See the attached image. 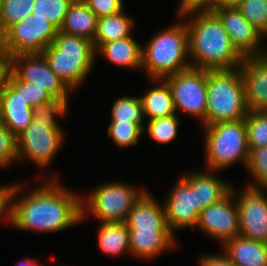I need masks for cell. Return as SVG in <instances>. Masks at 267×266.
I'll use <instances>...</instances> for the list:
<instances>
[{
  "label": "cell",
  "mask_w": 267,
  "mask_h": 266,
  "mask_svg": "<svg viewBox=\"0 0 267 266\" xmlns=\"http://www.w3.org/2000/svg\"><path fill=\"white\" fill-rule=\"evenodd\" d=\"M247 170L253 176L255 184H246L250 188L267 189V146L249 150Z\"/></svg>",
  "instance_id": "836d02e7"
},
{
  "label": "cell",
  "mask_w": 267,
  "mask_h": 266,
  "mask_svg": "<svg viewBox=\"0 0 267 266\" xmlns=\"http://www.w3.org/2000/svg\"><path fill=\"white\" fill-rule=\"evenodd\" d=\"M17 160L16 137L0 122V168Z\"/></svg>",
  "instance_id": "8d00e7d4"
},
{
  "label": "cell",
  "mask_w": 267,
  "mask_h": 266,
  "mask_svg": "<svg viewBox=\"0 0 267 266\" xmlns=\"http://www.w3.org/2000/svg\"><path fill=\"white\" fill-rule=\"evenodd\" d=\"M10 59V70L21 80L36 83L57 100L68 104V93L72 90L50 68L42 53L18 54Z\"/></svg>",
  "instance_id": "8fae6325"
},
{
  "label": "cell",
  "mask_w": 267,
  "mask_h": 266,
  "mask_svg": "<svg viewBox=\"0 0 267 266\" xmlns=\"http://www.w3.org/2000/svg\"><path fill=\"white\" fill-rule=\"evenodd\" d=\"M68 104L61 100H49L44 103L37 104L32 108L33 119L47 122L50 127H61L56 117L66 114ZM60 125V126H59Z\"/></svg>",
  "instance_id": "d590c367"
},
{
  "label": "cell",
  "mask_w": 267,
  "mask_h": 266,
  "mask_svg": "<svg viewBox=\"0 0 267 266\" xmlns=\"http://www.w3.org/2000/svg\"><path fill=\"white\" fill-rule=\"evenodd\" d=\"M240 1L241 0H222V4H225V5H236Z\"/></svg>",
  "instance_id": "ee69618b"
},
{
  "label": "cell",
  "mask_w": 267,
  "mask_h": 266,
  "mask_svg": "<svg viewBox=\"0 0 267 266\" xmlns=\"http://www.w3.org/2000/svg\"><path fill=\"white\" fill-rule=\"evenodd\" d=\"M264 190L267 192V189L246 186L235 200L239 212V235L267 244V195Z\"/></svg>",
  "instance_id": "9a60e30c"
},
{
  "label": "cell",
  "mask_w": 267,
  "mask_h": 266,
  "mask_svg": "<svg viewBox=\"0 0 267 266\" xmlns=\"http://www.w3.org/2000/svg\"><path fill=\"white\" fill-rule=\"evenodd\" d=\"M146 191L121 182L98 185L81 202L82 220L89 212L101 222H125L134 204Z\"/></svg>",
  "instance_id": "52a82bcc"
},
{
  "label": "cell",
  "mask_w": 267,
  "mask_h": 266,
  "mask_svg": "<svg viewBox=\"0 0 267 266\" xmlns=\"http://www.w3.org/2000/svg\"><path fill=\"white\" fill-rule=\"evenodd\" d=\"M220 4L222 0H180L177 12L182 16L196 11H213Z\"/></svg>",
  "instance_id": "f35d334b"
},
{
  "label": "cell",
  "mask_w": 267,
  "mask_h": 266,
  "mask_svg": "<svg viewBox=\"0 0 267 266\" xmlns=\"http://www.w3.org/2000/svg\"><path fill=\"white\" fill-rule=\"evenodd\" d=\"M35 0H2L0 11V36L13 24L31 14Z\"/></svg>",
  "instance_id": "f1b7e54d"
},
{
  "label": "cell",
  "mask_w": 267,
  "mask_h": 266,
  "mask_svg": "<svg viewBox=\"0 0 267 266\" xmlns=\"http://www.w3.org/2000/svg\"><path fill=\"white\" fill-rule=\"evenodd\" d=\"M224 255L236 266H267V244L238 235L223 244Z\"/></svg>",
  "instance_id": "ffe728a7"
},
{
  "label": "cell",
  "mask_w": 267,
  "mask_h": 266,
  "mask_svg": "<svg viewBox=\"0 0 267 266\" xmlns=\"http://www.w3.org/2000/svg\"><path fill=\"white\" fill-rule=\"evenodd\" d=\"M236 190L231 191L219 202L211 204L199 215L196 227L224 244L239 235V212L236 204Z\"/></svg>",
  "instance_id": "5bb4252c"
},
{
  "label": "cell",
  "mask_w": 267,
  "mask_h": 266,
  "mask_svg": "<svg viewBox=\"0 0 267 266\" xmlns=\"http://www.w3.org/2000/svg\"><path fill=\"white\" fill-rule=\"evenodd\" d=\"M130 253L140 259H151L176 246L171 230H129Z\"/></svg>",
  "instance_id": "d6986e66"
},
{
  "label": "cell",
  "mask_w": 267,
  "mask_h": 266,
  "mask_svg": "<svg viewBox=\"0 0 267 266\" xmlns=\"http://www.w3.org/2000/svg\"><path fill=\"white\" fill-rule=\"evenodd\" d=\"M62 127H50L47 122L33 119L16 137L18 160L30 159L38 167H48L64 142Z\"/></svg>",
  "instance_id": "30bf717a"
},
{
  "label": "cell",
  "mask_w": 267,
  "mask_h": 266,
  "mask_svg": "<svg viewBox=\"0 0 267 266\" xmlns=\"http://www.w3.org/2000/svg\"><path fill=\"white\" fill-rule=\"evenodd\" d=\"M6 83L16 92L31 108L37 104L54 99L48 91L36 86V83L21 81L11 70L8 73Z\"/></svg>",
  "instance_id": "f546056e"
},
{
  "label": "cell",
  "mask_w": 267,
  "mask_h": 266,
  "mask_svg": "<svg viewBox=\"0 0 267 266\" xmlns=\"http://www.w3.org/2000/svg\"><path fill=\"white\" fill-rule=\"evenodd\" d=\"M163 204L167 225L173 233L183 227L197 226L200 214L195 199V171L179 178Z\"/></svg>",
  "instance_id": "7c38bea8"
},
{
  "label": "cell",
  "mask_w": 267,
  "mask_h": 266,
  "mask_svg": "<svg viewBox=\"0 0 267 266\" xmlns=\"http://www.w3.org/2000/svg\"><path fill=\"white\" fill-rule=\"evenodd\" d=\"M236 7L257 30L267 35V0H241Z\"/></svg>",
  "instance_id": "e575fe53"
},
{
  "label": "cell",
  "mask_w": 267,
  "mask_h": 266,
  "mask_svg": "<svg viewBox=\"0 0 267 266\" xmlns=\"http://www.w3.org/2000/svg\"><path fill=\"white\" fill-rule=\"evenodd\" d=\"M200 266H236L222 252L221 254L204 255L201 257Z\"/></svg>",
  "instance_id": "60d3db41"
},
{
  "label": "cell",
  "mask_w": 267,
  "mask_h": 266,
  "mask_svg": "<svg viewBox=\"0 0 267 266\" xmlns=\"http://www.w3.org/2000/svg\"><path fill=\"white\" fill-rule=\"evenodd\" d=\"M111 111V122H136L145 131L144 113L141 98L124 96L113 102Z\"/></svg>",
  "instance_id": "4316f807"
},
{
  "label": "cell",
  "mask_w": 267,
  "mask_h": 266,
  "mask_svg": "<svg viewBox=\"0 0 267 266\" xmlns=\"http://www.w3.org/2000/svg\"><path fill=\"white\" fill-rule=\"evenodd\" d=\"M42 54L50 68L72 91L87 78L96 60L92 41L59 30L53 43Z\"/></svg>",
  "instance_id": "277c9868"
},
{
  "label": "cell",
  "mask_w": 267,
  "mask_h": 266,
  "mask_svg": "<svg viewBox=\"0 0 267 266\" xmlns=\"http://www.w3.org/2000/svg\"><path fill=\"white\" fill-rule=\"evenodd\" d=\"M206 169L220 171L241 161L246 167L249 157L245 119L222 121L204 126Z\"/></svg>",
  "instance_id": "8992f818"
},
{
  "label": "cell",
  "mask_w": 267,
  "mask_h": 266,
  "mask_svg": "<svg viewBox=\"0 0 267 266\" xmlns=\"http://www.w3.org/2000/svg\"><path fill=\"white\" fill-rule=\"evenodd\" d=\"M98 17L83 0H74L65 15L59 31L84 37L93 42L97 32Z\"/></svg>",
  "instance_id": "603a6c76"
},
{
  "label": "cell",
  "mask_w": 267,
  "mask_h": 266,
  "mask_svg": "<svg viewBox=\"0 0 267 266\" xmlns=\"http://www.w3.org/2000/svg\"><path fill=\"white\" fill-rule=\"evenodd\" d=\"M239 68L207 70L205 126L222 121H239L248 114Z\"/></svg>",
  "instance_id": "5b68a950"
},
{
  "label": "cell",
  "mask_w": 267,
  "mask_h": 266,
  "mask_svg": "<svg viewBox=\"0 0 267 266\" xmlns=\"http://www.w3.org/2000/svg\"><path fill=\"white\" fill-rule=\"evenodd\" d=\"M10 71V59L0 48V90L3 89Z\"/></svg>",
  "instance_id": "b9f144b4"
},
{
  "label": "cell",
  "mask_w": 267,
  "mask_h": 266,
  "mask_svg": "<svg viewBox=\"0 0 267 266\" xmlns=\"http://www.w3.org/2000/svg\"><path fill=\"white\" fill-rule=\"evenodd\" d=\"M215 172L217 173L214 170L195 171V199L199 214L231 191L232 185L218 177Z\"/></svg>",
  "instance_id": "7402d4cb"
},
{
  "label": "cell",
  "mask_w": 267,
  "mask_h": 266,
  "mask_svg": "<svg viewBox=\"0 0 267 266\" xmlns=\"http://www.w3.org/2000/svg\"><path fill=\"white\" fill-rule=\"evenodd\" d=\"M15 185L0 186V218L5 216L9 224H11V200Z\"/></svg>",
  "instance_id": "ab89813d"
},
{
  "label": "cell",
  "mask_w": 267,
  "mask_h": 266,
  "mask_svg": "<svg viewBox=\"0 0 267 266\" xmlns=\"http://www.w3.org/2000/svg\"><path fill=\"white\" fill-rule=\"evenodd\" d=\"M213 12L221 20L231 42L243 57H255L266 53L260 46L265 37L241 13L236 5H218Z\"/></svg>",
  "instance_id": "4fadbf2b"
},
{
  "label": "cell",
  "mask_w": 267,
  "mask_h": 266,
  "mask_svg": "<svg viewBox=\"0 0 267 266\" xmlns=\"http://www.w3.org/2000/svg\"><path fill=\"white\" fill-rule=\"evenodd\" d=\"M168 84L176 111L200 119L205 126L207 70L189 67L163 78Z\"/></svg>",
  "instance_id": "9c48e42d"
},
{
  "label": "cell",
  "mask_w": 267,
  "mask_h": 266,
  "mask_svg": "<svg viewBox=\"0 0 267 266\" xmlns=\"http://www.w3.org/2000/svg\"><path fill=\"white\" fill-rule=\"evenodd\" d=\"M142 46L133 36L102 44L96 55L101 54L112 64L130 69L142 68Z\"/></svg>",
  "instance_id": "44dd1931"
},
{
  "label": "cell",
  "mask_w": 267,
  "mask_h": 266,
  "mask_svg": "<svg viewBox=\"0 0 267 266\" xmlns=\"http://www.w3.org/2000/svg\"><path fill=\"white\" fill-rule=\"evenodd\" d=\"M1 7H2V0H0V11H1Z\"/></svg>",
  "instance_id": "bcb514c9"
},
{
  "label": "cell",
  "mask_w": 267,
  "mask_h": 266,
  "mask_svg": "<svg viewBox=\"0 0 267 266\" xmlns=\"http://www.w3.org/2000/svg\"><path fill=\"white\" fill-rule=\"evenodd\" d=\"M125 224L129 230H171L166 222L164 204L147 191L134 204Z\"/></svg>",
  "instance_id": "e0dca14e"
},
{
  "label": "cell",
  "mask_w": 267,
  "mask_h": 266,
  "mask_svg": "<svg viewBox=\"0 0 267 266\" xmlns=\"http://www.w3.org/2000/svg\"><path fill=\"white\" fill-rule=\"evenodd\" d=\"M179 121L177 114L148 120L147 132L157 143L169 144L176 139Z\"/></svg>",
  "instance_id": "1f68e13d"
},
{
  "label": "cell",
  "mask_w": 267,
  "mask_h": 266,
  "mask_svg": "<svg viewBox=\"0 0 267 266\" xmlns=\"http://www.w3.org/2000/svg\"><path fill=\"white\" fill-rule=\"evenodd\" d=\"M143 132V128L136 122H110L107 129L108 136L118 147L138 144Z\"/></svg>",
  "instance_id": "d6a6232c"
},
{
  "label": "cell",
  "mask_w": 267,
  "mask_h": 266,
  "mask_svg": "<svg viewBox=\"0 0 267 266\" xmlns=\"http://www.w3.org/2000/svg\"><path fill=\"white\" fill-rule=\"evenodd\" d=\"M74 0H35L31 14L47 19L58 30Z\"/></svg>",
  "instance_id": "83f0119b"
},
{
  "label": "cell",
  "mask_w": 267,
  "mask_h": 266,
  "mask_svg": "<svg viewBox=\"0 0 267 266\" xmlns=\"http://www.w3.org/2000/svg\"><path fill=\"white\" fill-rule=\"evenodd\" d=\"M57 32L58 29L47 19L30 14L0 36V48L9 58L18 54L42 53L53 43Z\"/></svg>",
  "instance_id": "ba28073f"
},
{
  "label": "cell",
  "mask_w": 267,
  "mask_h": 266,
  "mask_svg": "<svg viewBox=\"0 0 267 266\" xmlns=\"http://www.w3.org/2000/svg\"><path fill=\"white\" fill-rule=\"evenodd\" d=\"M186 21L191 67L206 70H233L243 57L233 46L221 20L213 11H196L182 15ZM193 18V19H192Z\"/></svg>",
  "instance_id": "7a4b0ae2"
},
{
  "label": "cell",
  "mask_w": 267,
  "mask_h": 266,
  "mask_svg": "<svg viewBox=\"0 0 267 266\" xmlns=\"http://www.w3.org/2000/svg\"><path fill=\"white\" fill-rule=\"evenodd\" d=\"M185 22L161 30L142 46V69L152 79H163L191 67Z\"/></svg>",
  "instance_id": "3957f363"
},
{
  "label": "cell",
  "mask_w": 267,
  "mask_h": 266,
  "mask_svg": "<svg viewBox=\"0 0 267 266\" xmlns=\"http://www.w3.org/2000/svg\"><path fill=\"white\" fill-rule=\"evenodd\" d=\"M23 186L16 184L12 192L11 226L16 229L51 233L82 221L83 197L64 188L56 176L18 199Z\"/></svg>",
  "instance_id": "6da1fadb"
},
{
  "label": "cell",
  "mask_w": 267,
  "mask_h": 266,
  "mask_svg": "<svg viewBox=\"0 0 267 266\" xmlns=\"http://www.w3.org/2000/svg\"><path fill=\"white\" fill-rule=\"evenodd\" d=\"M33 121L32 108L7 83L1 90L0 122L17 137Z\"/></svg>",
  "instance_id": "ac0fdd59"
},
{
  "label": "cell",
  "mask_w": 267,
  "mask_h": 266,
  "mask_svg": "<svg viewBox=\"0 0 267 266\" xmlns=\"http://www.w3.org/2000/svg\"><path fill=\"white\" fill-rule=\"evenodd\" d=\"M245 125L249 150L267 146V111H249Z\"/></svg>",
  "instance_id": "4dcf8cb0"
},
{
  "label": "cell",
  "mask_w": 267,
  "mask_h": 266,
  "mask_svg": "<svg viewBox=\"0 0 267 266\" xmlns=\"http://www.w3.org/2000/svg\"><path fill=\"white\" fill-rule=\"evenodd\" d=\"M0 118H1V90H0Z\"/></svg>",
  "instance_id": "f6af8a7d"
},
{
  "label": "cell",
  "mask_w": 267,
  "mask_h": 266,
  "mask_svg": "<svg viewBox=\"0 0 267 266\" xmlns=\"http://www.w3.org/2000/svg\"><path fill=\"white\" fill-rule=\"evenodd\" d=\"M100 250L110 256L130 254V232L125 222H101L98 229Z\"/></svg>",
  "instance_id": "cb8c5ba5"
},
{
  "label": "cell",
  "mask_w": 267,
  "mask_h": 266,
  "mask_svg": "<svg viewBox=\"0 0 267 266\" xmlns=\"http://www.w3.org/2000/svg\"><path fill=\"white\" fill-rule=\"evenodd\" d=\"M98 18L124 10L123 0H83Z\"/></svg>",
  "instance_id": "74e56055"
},
{
  "label": "cell",
  "mask_w": 267,
  "mask_h": 266,
  "mask_svg": "<svg viewBox=\"0 0 267 266\" xmlns=\"http://www.w3.org/2000/svg\"><path fill=\"white\" fill-rule=\"evenodd\" d=\"M238 68L248 111H267V54L246 57Z\"/></svg>",
  "instance_id": "2e32d148"
},
{
  "label": "cell",
  "mask_w": 267,
  "mask_h": 266,
  "mask_svg": "<svg viewBox=\"0 0 267 266\" xmlns=\"http://www.w3.org/2000/svg\"><path fill=\"white\" fill-rule=\"evenodd\" d=\"M133 18L123 10L119 13L98 18L97 32L93 40L95 50L102 44L132 36Z\"/></svg>",
  "instance_id": "484cf974"
},
{
  "label": "cell",
  "mask_w": 267,
  "mask_h": 266,
  "mask_svg": "<svg viewBox=\"0 0 267 266\" xmlns=\"http://www.w3.org/2000/svg\"><path fill=\"white\" fill-rule=\"evenodd\" d=\"M152 81L158 82L160 85L152 87L147 93L140 96L144 117L147 116L148 120H153L177 114L168 84L163 79H152Z\"/></svg>",
  "instance_id": "d4e9b609"
},
{
  "label": "cell",
  "mask_w": 267,
  "mask_h": 266,
  "mask_svg": "<svg viewBox=\"0 0 267 266\" xmlns=\"http://www.w3.org/2000/svg\"><path fill=\"white\" fill-rule=\"evenodd\" d=\"M17 266H41L36 259H25V261L19 263Z\"/></svg>",
  "instance_id": "7bdbcfd3"
}]
</instances>
